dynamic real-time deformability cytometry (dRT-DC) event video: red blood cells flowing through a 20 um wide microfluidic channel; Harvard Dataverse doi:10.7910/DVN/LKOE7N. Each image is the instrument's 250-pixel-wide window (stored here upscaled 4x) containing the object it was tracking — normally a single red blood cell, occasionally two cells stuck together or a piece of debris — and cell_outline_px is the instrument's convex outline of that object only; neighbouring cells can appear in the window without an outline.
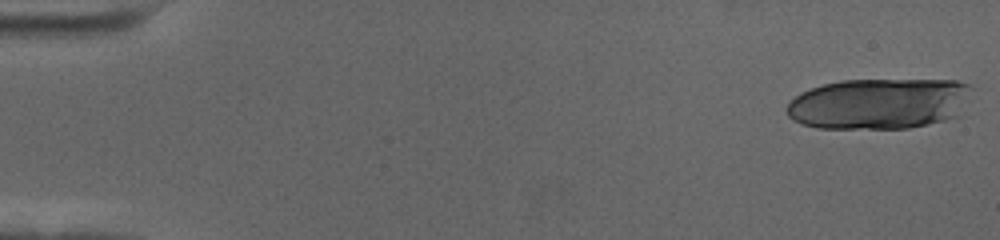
{"species": "human", "species_latin": "Homo sapiens", "temperature_condition": "cold", "stored_images_in_passage": 19, "camera_frame_rate_fps": 3000, "um_per_image_px": 0.085, "donor": {"sex": "female"}, "frame": {"image": 1, "passage_image": 1, "time_ms": 0.0, "image_size_px": [1000, 240], "cell_outline_px": [[972, 88], [956, 116], [944, 120], [928, 124], [908, 128], [816, 128], [800, 124], [792, 120], [788, 116], [788, 104], [800, 92], [824, 84], [840, 80], [956, 80], [968, 84]], "centroid_in_image_um": [74.67, 8.81], "position_along_channel_um": 10.3, "area_um2": 54.56}}